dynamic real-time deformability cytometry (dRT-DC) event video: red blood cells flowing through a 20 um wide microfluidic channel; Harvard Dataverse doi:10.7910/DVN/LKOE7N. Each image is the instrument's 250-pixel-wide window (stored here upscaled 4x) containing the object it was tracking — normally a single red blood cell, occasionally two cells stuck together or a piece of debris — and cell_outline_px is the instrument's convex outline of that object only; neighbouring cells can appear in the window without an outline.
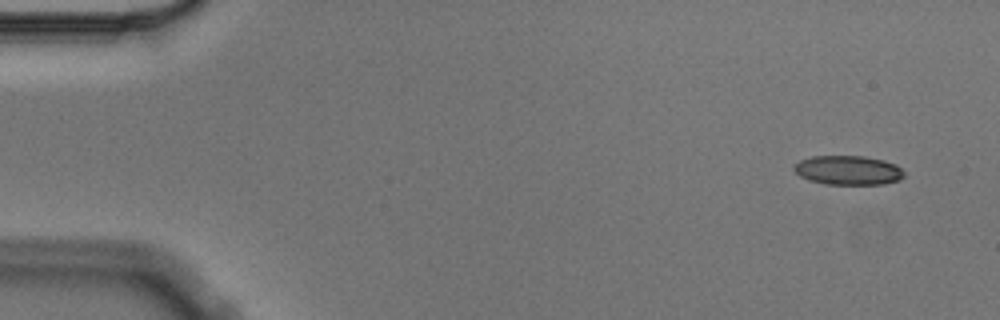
{"species": "Egyptian fruit bat (a non-hibernating species)", "species_latin": "Rousettus aegyptiacus", "temperature_condition": "cold", "stored_images_in_passage": 4, "camera_frame_rate_fps": 3000, "um_per_image_px": 0.085, "animal": {"sex": "male"}, "frame": {"image": 1, "passage_image": 1, "time_ms": 0.0, "image_size_px": [1000, 320], "cell_outline_px": [[904, 176], [900, 180], [884, 184], [824, 184], [808, 180], [800, 176], [792, 168], [800, 160], [812, 156], [864, 156], [884, 160], [896, 164], [904, 172]], "centroid_in_image_um": [72.1, 14.47], "position_along_channel_um": 12.9, "area_um2": 18.84}}
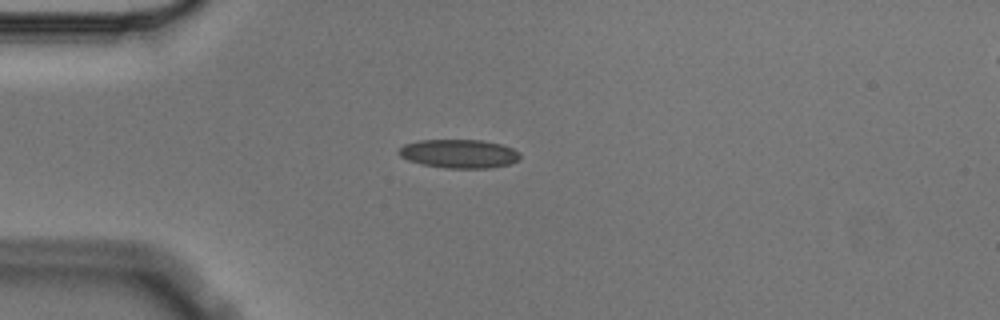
{"frame": {"image": 2, "passage_image": 4, "time_ms": 1.0, "image_size_px": [1000, 320], "cell_outline_px": [[520, 160], [512, 164], [488, 168], [444, 168], [420, 164], [408, 160], [400, 156], [396, 152], [404, 144], [420, 140], [484, 140], [500, 144], [512, 148], [520, 152]], "centroid_in_image_um": [39.03, 13.07], "position_along_channel_um": 46.0, "area_um2": 20.52}}